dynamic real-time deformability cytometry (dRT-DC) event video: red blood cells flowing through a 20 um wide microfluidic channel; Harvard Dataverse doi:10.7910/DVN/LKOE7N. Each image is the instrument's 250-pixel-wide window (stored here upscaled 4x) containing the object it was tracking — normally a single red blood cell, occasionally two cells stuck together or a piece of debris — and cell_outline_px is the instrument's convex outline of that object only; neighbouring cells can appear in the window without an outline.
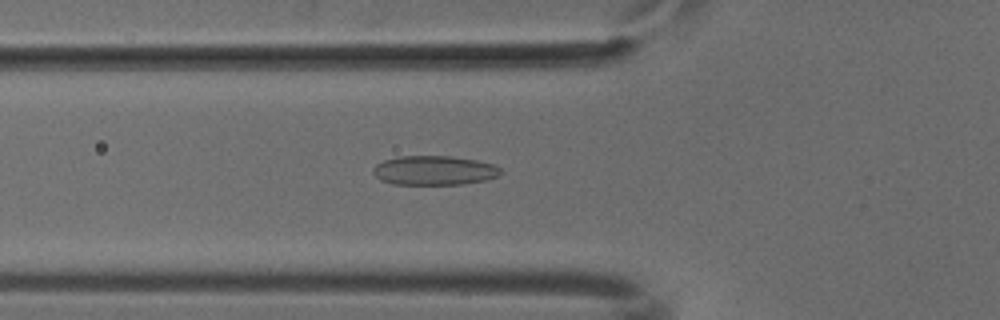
{"species": "common noctule bat (a hibernating species)", "species_latin": "Nyctalus noctula", "temperature_condition": "cold", "stored_images_in_passage": 50, "camera_frame_rate_fps": 3000, "um_per_image_px": 0.085, "animal": {"sex": "male", "body_mass_g": 18.8}, "frame": {"image": 1, "passage_image": 19, "time_ms": 6.0, "image_size_px": [1000, 320], "cell_outline_px": [[504, 172], [500, 176], [488, 180], [464, 184], [392, 184], [380, 180], [372, 172], [372, 168], [376, 164], [384, 160], [400, 156], [452, 156], [476, 160], [492, 164], [500, 168]], "centroid_in_image_um": [36.93, 14.49], "position_along_channel_um": 88.9, "area_um2": 22.02}}
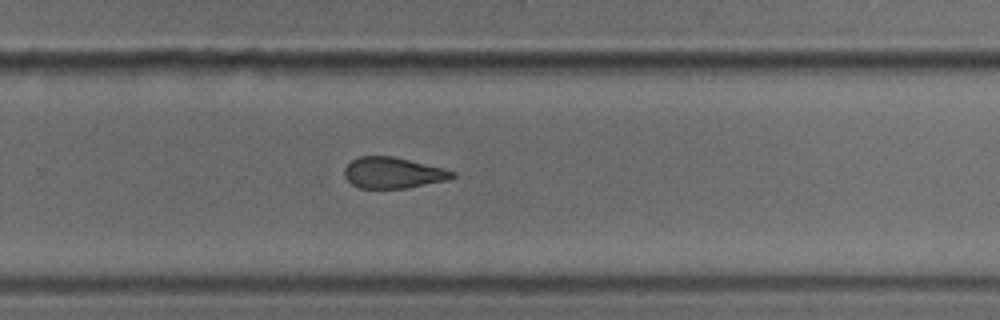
{"frame": {"image": 2, "passage_image": 35, "time_ms": 11.333, "image_size_px": [1000, 320], "cell_outline_px": [[456, 176], [448, 180], [408, 188], [360, 188], [352, 184], [344, 176], [344, 168], [352, 160], [360, 156], [392, 156], [444, 168], [456, 172]], "centroid_in_image_um": [33.42, 14.69], "position_along_channel_um": 296.4, "area_um2": 19.54}}
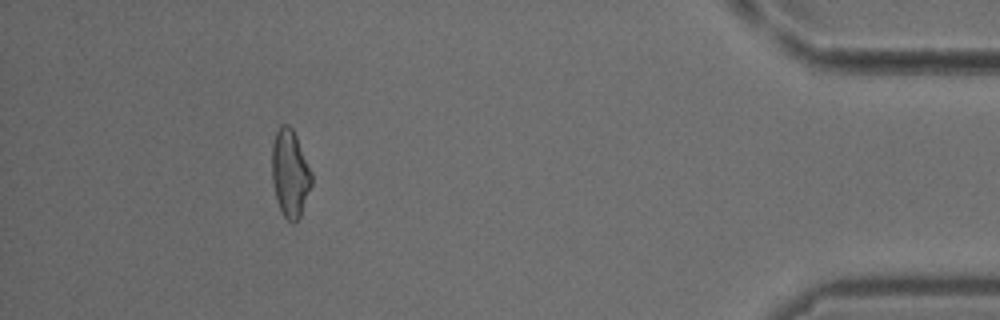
{"frame": {"image": 3, "passage_image": 48, "time_ms": 15.667, "image_size_px": [1000, 320], "cell_outline_px": [[312, 184], [300, 216], [292, 224], [284, 216], [276, 200], [272, 180], [272, 144], [276, 132], [280, 124], [288, 124], [292, 128], [296, 136], [312, 172]], "centroid_in_image_um": [24.65, 14.72], "position_along_channel_um": 410.6, "area_um2": 20.17}}